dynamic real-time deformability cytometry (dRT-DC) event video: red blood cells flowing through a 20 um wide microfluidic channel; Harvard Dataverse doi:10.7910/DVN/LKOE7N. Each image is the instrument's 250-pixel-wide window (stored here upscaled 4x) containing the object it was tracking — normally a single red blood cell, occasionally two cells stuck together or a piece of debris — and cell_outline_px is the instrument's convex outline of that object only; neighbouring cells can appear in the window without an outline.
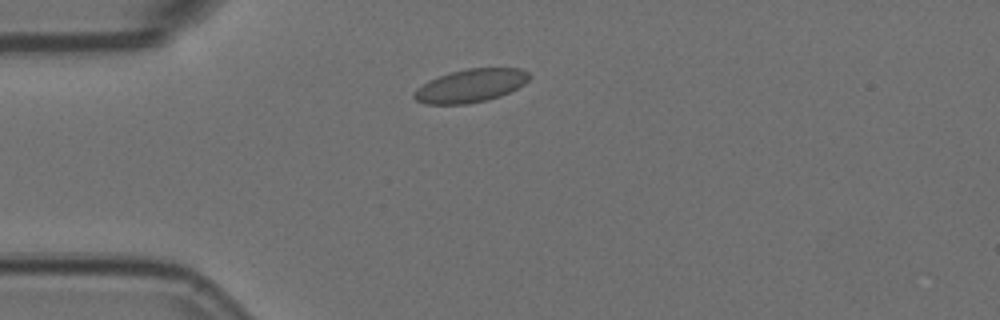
{"species": "Egyptian fruit bat (a non-hibernating species)", "species_latin": "Rousettus aegyptiacus", "temperature_condition": "room temperature", "stored_images_in_passage": 7, "camera_frame_rate_fps": 3000, "um_per_image_px": 0.085, "animal": {"sex": "female"}, "frame": {"image": 1, "passage_image": 3, "time_ms": 0.667, "image_size_px": [1000, 320], "cell_outline_px": [[532, 76], [524, 84], [500, 96], [488, 100], [468, 104], [424, 104], [416, 100], [412, 96], [412, 92], [416, 88], [428, 80], [452, 72], [468, 68], [520, 68], [528, 72]], "centroid_in_image_um": [39.98, 7.29], "position_along_channel_um": 45.0, "area_um2": 22.37}}
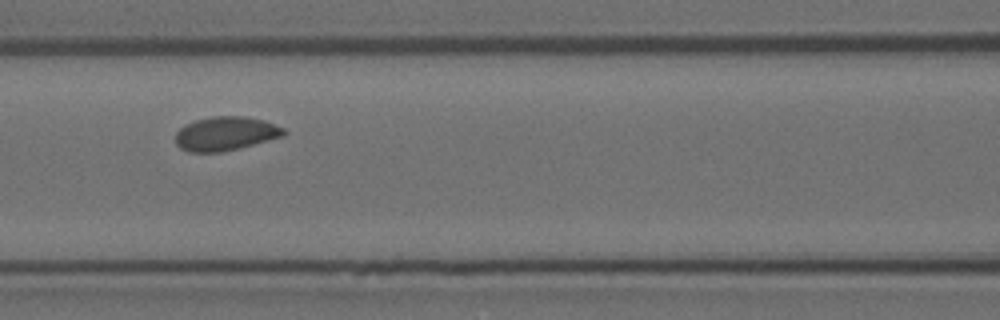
{"frame": {"image": 2, "passage_image": 6, "time_ms": 1.667, "image_size_px": [1000, 320], "cell_outline_px": [[288, 132], [284, 136], [220, 152], [188, 152], [180, 148], [176, 144], [176, 132], [184, 124], [196, 120], [212, 116], [244, 116], [264, 120], [284, 128]], "centroid_in_image_um": [19.16, 11.35], "position_along_channel_um": 147.4, "area_um2": 21.33}}
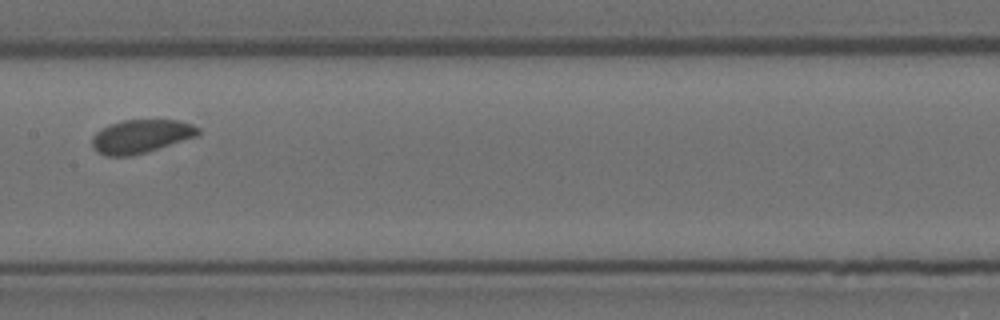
{"frame": {"image": 3, "passage_image": 7, "time_ms": 2.0, "image_size_px": [1000, 320], "cell_outline_px": [[200, 136], [148, 152], [132, 156], [104, 156], [96, 152], [92, 148], [92, 136], [100, 128], [108, 124], [120, 120], [180, 120], [192, 124], [200, 128]], "centroid_in_image_um": [11.99, 11.59], "position_along_channel_um": 195.4, "area_um2": 21.33}}